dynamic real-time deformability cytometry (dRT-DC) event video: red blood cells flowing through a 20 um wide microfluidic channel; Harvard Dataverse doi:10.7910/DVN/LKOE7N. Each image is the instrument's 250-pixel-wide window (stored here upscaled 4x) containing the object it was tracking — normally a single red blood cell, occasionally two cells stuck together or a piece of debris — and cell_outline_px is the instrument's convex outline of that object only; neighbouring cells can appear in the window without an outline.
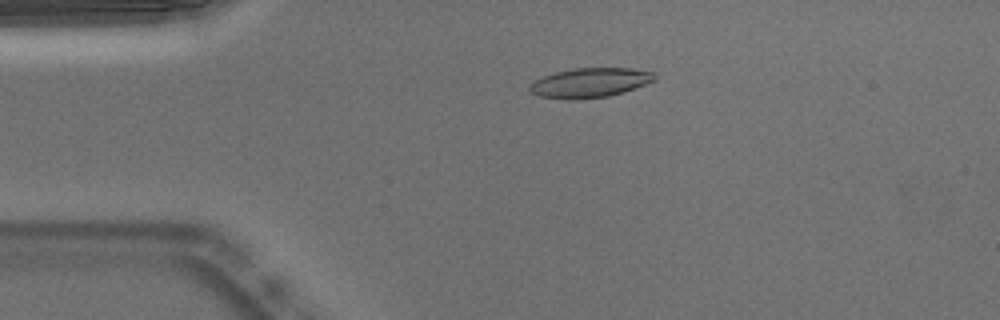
{"species": "Egyptian fruit bat (a non-hibernating species)", "species_latin": "Rousettus aegyptiacus", "temperature_condition": "warm", "stored_images_in_passage": 53, "camera_frame_rate_fps": 3000, "um_per_image_px": 0.085, "animal": {"sex": "male"}, "frame": {"image": 1, "passage_image": 11, "time_ms": 3.333, "image_size_px": [1000, 320], "cell_outline_px": [[656, 80], [624, 92], [608, 96], [572, 100], [568, 100], [540, 96], [532, 92], [528, 88], [536, 80], [544, 76], [556, 72], [572, 68], [632, 68], [656, 72]], "centroid_in_image_um": [50.2, 7.02], "position_along_channel_um": 34.8, "area_um2": 21.5}}
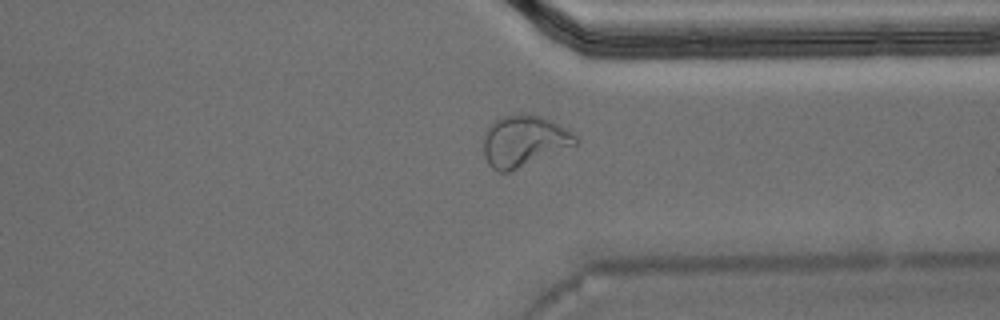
{"frame": {"image": 2, "passage_image": 40, "time_ms": 13.0, "image_size_px": [1000, 320], "cell_outline_px": [[580, 140], [576, 144], [508, 172], [500, 172], [492, 168], [488, 164], [484, 156], [484, 136], [488, 124], [492, 120], [504, 116], [520, 112], [540, 116], [552, 120], [572, 132]], "centroid_in_image_um": [44.5, 11.95], "position_along_channel_um": 366.9, "area_um2": 27.46}}
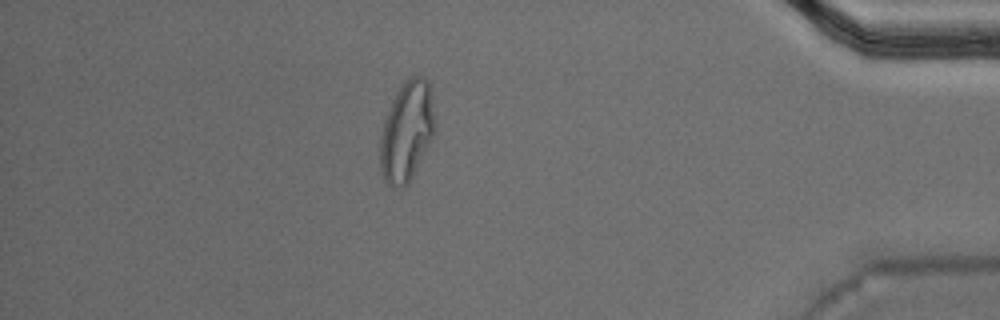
{"frame": {"image": 3, "passage_image": 46, "time_ms": 15.0, "image_size_px": [1000, 320], "cell_outline_px": [[436, 128], [432, 140], [408, 184], [404, 188], [392, 188], [384, 180], [380, 168], [380, 136], [384, 120], [392, 100], [400, 84], [408, 76], [424, 76], [428, 80], [436, 124]], "centroid_in_image_um": [34.57, 11.17], "position_along_channel_um": 400.6, "area_um2": 32.37}, "authors_computed_cell_mechanics": {"area_um2": 21.7906, "velocity_mm_per_s": 3.7818, "shape_relaxation_time_tau1_ms": null, "shape_relaxation_time_tau2_ms": 1.4349, "deformation_change_tau1": null, "deformation_change_tau2": 0.0859}}